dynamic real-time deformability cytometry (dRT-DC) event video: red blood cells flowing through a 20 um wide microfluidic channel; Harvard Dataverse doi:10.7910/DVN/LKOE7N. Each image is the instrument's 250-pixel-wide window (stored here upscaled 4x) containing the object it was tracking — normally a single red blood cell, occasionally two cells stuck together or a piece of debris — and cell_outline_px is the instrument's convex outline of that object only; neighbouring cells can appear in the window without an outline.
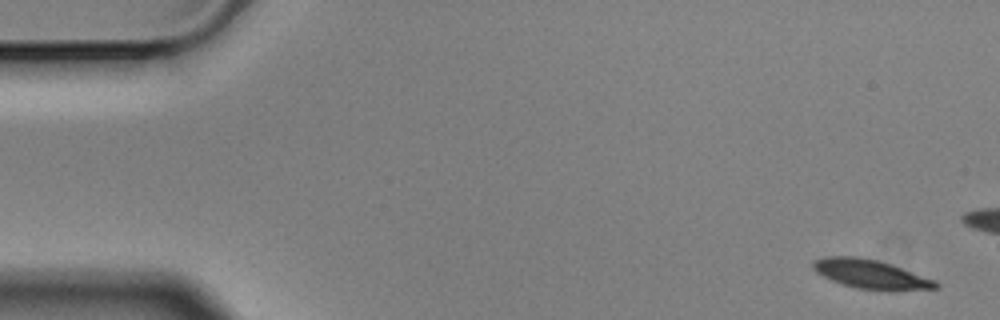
{"species": "Egyptian fruit bat (a non-hibernating species)", "species_latin": "Rousettus aegyptiacus", "temperature_condition": "cold", "stored_images_in_passage": 5, "camera_frame_rate_fps": 3000, "um_per_image_px": 0.085, "animal": {"sex": "male"}, "frame": {"image": 1, "passage_image": 1, "time_ms": 0.0, "image_size_px": [1000, 320], "cell_outline_px": [[940, 288], [856, 288], [832, 280], [816, 272], [812, 268], [812, 264], [816, 260], [824, 256], [856, 256], [876, 260], [892, 264], [936, 280], [940, 284]], "centroid_in_image_um": [73.97, 23.25], "position_along_channel_um": 11.0, "area_um2": 19.88}}